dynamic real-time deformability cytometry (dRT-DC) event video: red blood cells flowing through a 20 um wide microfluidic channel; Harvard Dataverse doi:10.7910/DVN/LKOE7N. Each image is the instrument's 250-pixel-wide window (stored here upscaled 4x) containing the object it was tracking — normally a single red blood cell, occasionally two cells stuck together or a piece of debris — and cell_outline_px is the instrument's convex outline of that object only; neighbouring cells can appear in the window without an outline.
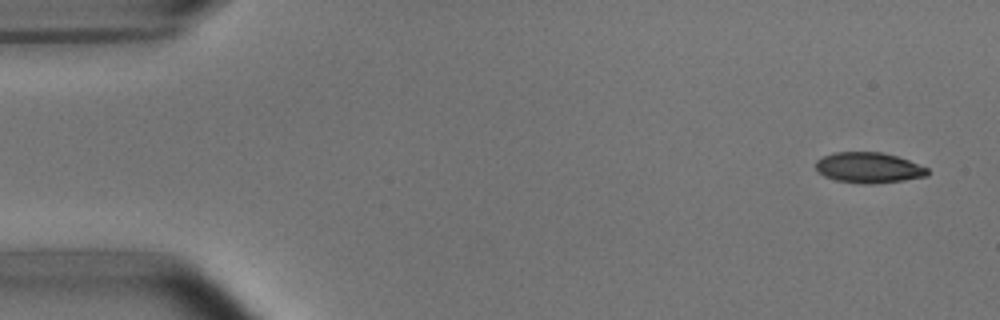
{"species": "common noctule bat (a hibernating species)", "species_latin": "Nyctalus noctula", "temperature_condition": "room temperature", "stored_images_in_passage": 51, "camera_frame_rate_fps": 3000, "um_per_image_px": 0.085, "animal": {"sex": "male", "body_mass_g": 15.6}, "frame": {"image": 1, "passage_image": 1, "time_ms": 0.0, "image_size_px": [1000, 320], "cell_outline_px": [[928, 176], [904, 180], [872, 184], [864, 184], [836, 180], [824, 176], [816, 172], [816, 160], [824, 156], [836, 152], [880, 152], [896, 156], [908, 160], [928, 168]], "centroid_in_image_um": [73.82, 14.26], "position_along_channel_um": 11.2, "area_um2": 19.88}}
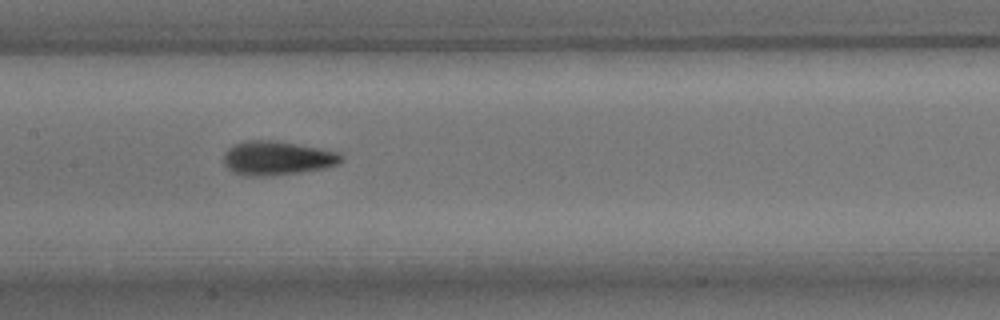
{"frame": {"image": 2, "passage_image": 24, "time_ms": 7.667, "image_size_px": [1000, 320], "cell_outline_px": [[344, 160], [340, 164], [324, 168], [300, 172], [264, 176], [244, 176], [228, 168], [224, 164], [224, 152], [232, 144], [244, 140], [276, 140], [320, 148], [340, 152], [344, 156]], "centroid_in_image_um": [23.58, 13.42], "position_along_channel_um": 183.8, "area_um2": 23.58}}
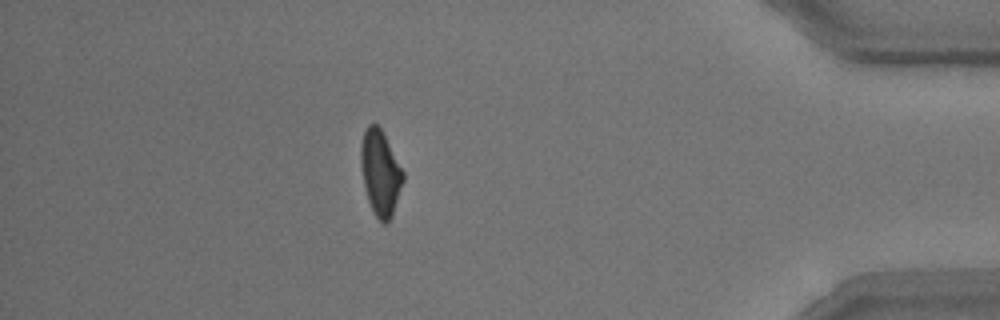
{"frame": {"image": 3, "passage_image": 45, "time_ms": 14.667, "image_size_px": [1000, 320], "cell_outline_px": [[404, 180], [392, 216], [384, 224], [376, 216], [368, 200], [364, 184], [360, 160], [360, 144], [364, 132], [368, 124], [376, 124], [384, 132], [404, 172]], "centroid_in_image_um": [32.34, 14.65], "position_along_channel_um": 402.9, "area_um2": 20.92}, "authors_computed_cell_mechanics": {"area_um2": 21.386, "velocity_mm_per_s": 3.7567, "shape_relaxation_time_tau1_ms": 4.3234, "shape_relaxation_time_tau2_ms": 1.478, "deformation_change_tau1": 0.1439, "deformation_change_tau2": 0.0768}}